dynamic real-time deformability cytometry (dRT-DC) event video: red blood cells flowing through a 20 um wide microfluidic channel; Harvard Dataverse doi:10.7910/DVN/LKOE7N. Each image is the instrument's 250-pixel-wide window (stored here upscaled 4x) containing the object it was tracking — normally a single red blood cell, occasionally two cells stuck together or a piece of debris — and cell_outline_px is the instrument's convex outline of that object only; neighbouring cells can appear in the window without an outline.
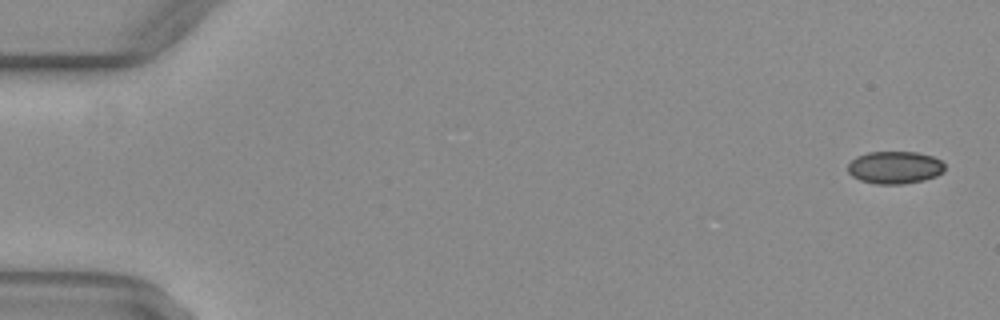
{"species": "common noctule bat (a hibernating species)", "species_latin": "Nyctalus noctula", "temperature_condition": "warm", "stored_images_in_passage": 52, "camera_frame_rate_fps": 3000, "um_per_image_px": 0.085, "animal": {"sex": "female", "body_mass_g": 29.2, "forearm_length_mm": 56.3}, "frame": {"image": 1, "passage_image": 2, "time_ms": 0.333, "image_size_px": [1000, 320], "cell_outline_px": [[944, 172], [936, 176], [924, 180], [904, 184], [876, 184], [860, 180], [852, 176], [848, 172], [848, 164], [856, 156], [868, 152], [916, 152], [932, 156], [940, 160], [944, 164]], "centroid_in_image_um": [76.05, 14.24], "position_along_channel_um": 8.9, "area_um2": 18.44}}
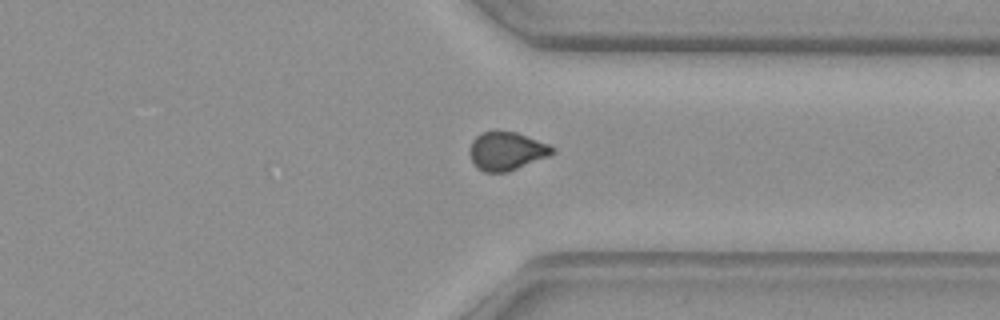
{"frame": {"image": 2, "passage_image": 40, "time_ms": 13.0, "image_size_px": [1000, 320], "cell_outline_px": [[556, 152], [548, 156], [508, 172], [484, 172], [476, 168], [468, 152], [472, 140], [476, 136], [484, 132], [496, 128], [516, 132], [548, 144], [556, 148]], "centroid_in_image_um": [43.03, 12.81], "position_along_channel_um": 368.4, "area_um2": 18.84}}
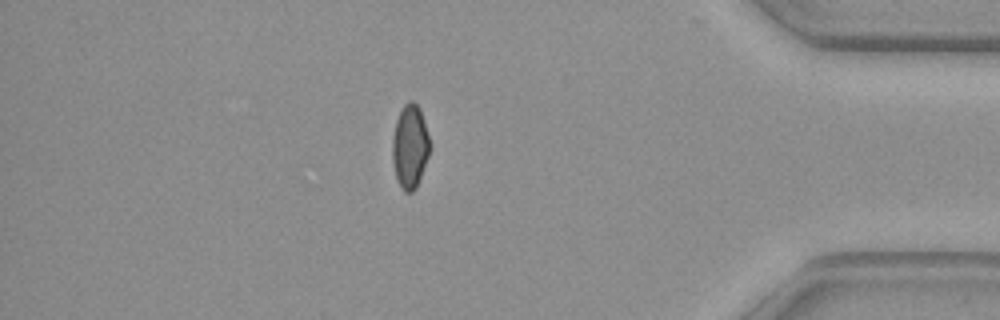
{"frame": {"image": 3, "passage_image": 45, "time_ms": 14.667, "image_size_px": [1000, 320], "cell_outline_px": [[432, 144], [428, 156], [416, 188], [412, 192], [404, 192], [400, 188], [396, 180], [392, 160], [392, 140], [396, 120], [404, 104], [408, 100], [412, 100], [420, 108]], "centroid_in_image_um": [34.85, 12.46], "position_along_channel_um": 400.4, "area_um2": 18.55}, "authors_computed_cell_mechanics": {"area_um2": 18.8428, "velocity_mm_per_s": 4.0815, "shape_relaxation_time_tau1_ms": null, "shape_relaxation_time_tau2_ms": 1.7398, "deformation_change_tau1": null, "deformation_change_tau2": 0.0469}}